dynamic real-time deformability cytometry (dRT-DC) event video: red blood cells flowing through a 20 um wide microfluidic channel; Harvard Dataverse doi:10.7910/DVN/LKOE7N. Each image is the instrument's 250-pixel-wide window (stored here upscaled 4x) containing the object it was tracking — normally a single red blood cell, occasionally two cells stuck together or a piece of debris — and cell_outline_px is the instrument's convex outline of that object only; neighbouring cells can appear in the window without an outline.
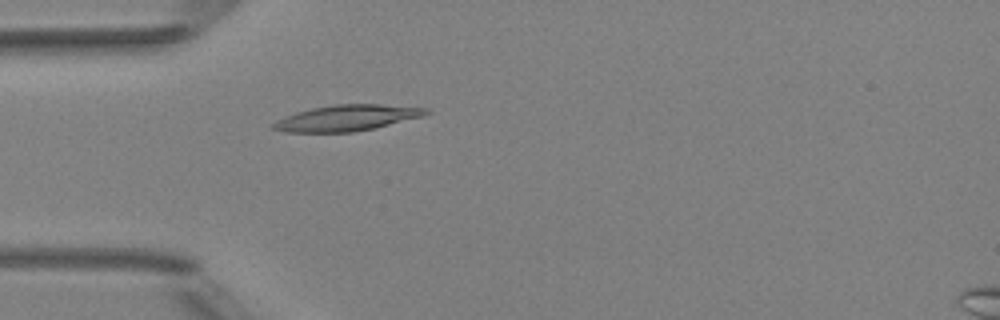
{"species": "Egyptian fruit bat (a non-hibernating species)", "species_latin": "Rousettus aegyptiacus", "temperature_condition": "room temperature", "stored_images_in_passage": 4, "camera_frame_rate_fps": 3000, "um_per_image_px": 0.085, "animal": {"sex": "female"}, "frame": {"image": 1, "passage_image": 4, "time_ms": 3.333, "image_size_px": [1000, 320], "cell_outline_px": [[432, 112], [424, 116], [376, 128], [352, 132], [284, 132], [268, 128], [276, 120], [284, 116], [296, 112], [312, 108], [336, 104], [380, 104], [428, 108]], "centroid_in_image_um": [29.48, 10.03], "position_along_channel_um": 55.5, "area_um2": 23.35}}